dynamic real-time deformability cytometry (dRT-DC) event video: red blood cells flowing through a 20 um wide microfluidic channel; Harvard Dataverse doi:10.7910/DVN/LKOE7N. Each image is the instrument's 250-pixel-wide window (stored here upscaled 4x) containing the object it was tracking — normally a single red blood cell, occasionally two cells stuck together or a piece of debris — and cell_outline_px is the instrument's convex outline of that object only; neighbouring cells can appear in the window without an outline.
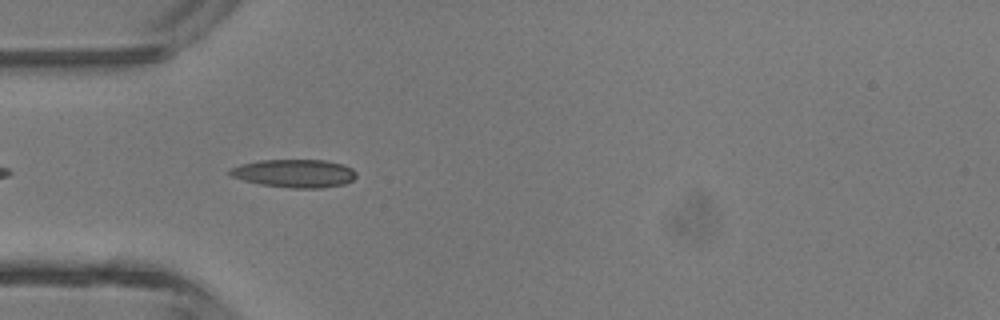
{"species": "common noctule bat (a hibernating species)", "species_latin": "Nyctalus noctula", "temperature_condition": "room temperature", "stored_images_in_passage": 4, "camera_frame_rate_fps": 3000, "um_per_image_px": 0.085, "animal": {"sex": "male", "body_mass_g": 13.3}, "frame": {"image": 1, "passage_image": 4, "time_ms": 1.0, "image_size_px": [1000, 320], "cell_outline_px": [[356, 176], [352, 180], [344, 184], [320, 188], [292, 188], [260, 184], [244, 180], [232, 176], [228, 172], [232, 168], [240, 164], [260, 160], [324, 160], [344, 164], [352, 168], [356, 172]], "centroid_in_image_um": [25.06, 14.73], "position_along_channel_um": 59.9, "area_um2": 20.63}}